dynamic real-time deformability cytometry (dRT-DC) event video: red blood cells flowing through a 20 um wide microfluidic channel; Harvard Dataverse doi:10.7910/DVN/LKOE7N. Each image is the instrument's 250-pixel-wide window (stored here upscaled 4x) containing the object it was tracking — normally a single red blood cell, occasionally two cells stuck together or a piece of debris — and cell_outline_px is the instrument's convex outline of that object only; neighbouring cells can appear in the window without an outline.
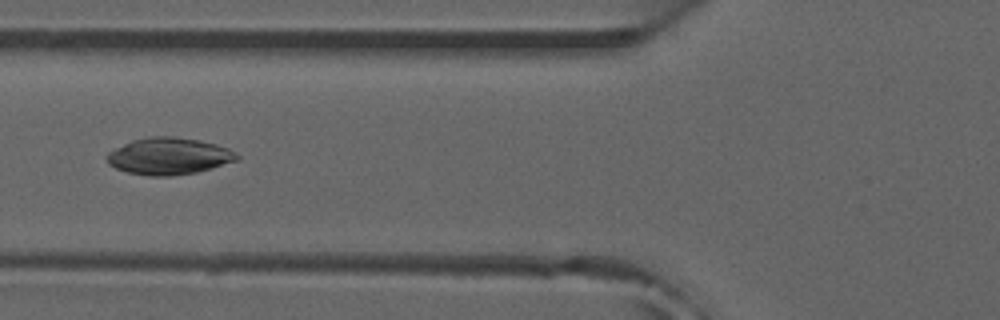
{"species": "common noctule bat (a hibernating species)", "species_latin": "Nyctalus noctula", "temperature_condition": "room temperature", "stored_images_in_passage": 4, "camera_frame_rate_fps": 3000, "um_per_image_px": 0.085, "animal": {"sex": "male", "forearm_length_mm": 52.5}, "frame": {"image": 1, "passage_image": 4, "time_ms": 1.0, "image_size_px": [1000, 320], "cell_outline_px": [[240, 156], [236, 160], [212, 168], [196, 172], [172, 176], [148, 176], [128, 172], [116, 168], [108, 164], [104, 156], [108, 152], [132, 140], [148, 136], [172, 136], [200, 140], [216, 144], [228, 148], [236, 152]], "centroid_in_image_um": [14.33, 13.27], "position_along_channel_um": 111.5, "area_um2": 28.03}}